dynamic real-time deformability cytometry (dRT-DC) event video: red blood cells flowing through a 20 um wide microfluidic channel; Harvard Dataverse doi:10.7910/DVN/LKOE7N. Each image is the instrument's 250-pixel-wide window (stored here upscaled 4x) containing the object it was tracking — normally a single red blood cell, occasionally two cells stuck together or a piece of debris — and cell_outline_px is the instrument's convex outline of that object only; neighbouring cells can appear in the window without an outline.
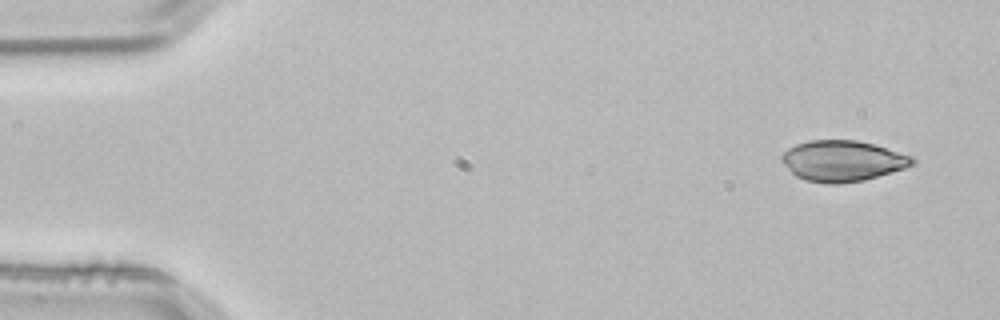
{"species": "common noctule bat (a hibernating species)", "species_latin": "Nyctalus noctula", "temperature_condition": "room temperature", "stored_images_in_passage": 4, "camera_frame_rate_fps": 3000, "um_per_image_px": 0.085, "animal": {"sex": "male", "body_mass_g": 21.5, "forearm_length_mm": 52.0}, "frame": {"image": 1, "passage_image": 1, "time_ms": 0.0, "image_size_px": [1000, 320], "cell_outline_px": [[916, 164], [904, 168], [864, 180], [840, 184], [828, 184], [804, 180], [796, 176], [780, 160], [780, 156], [788, 148], [796, 144], [808, 140], [856, 140], [876, 144], [912, 156], [916, 160]], "centroid_in_image_um": [71.62, 13.67], "position_along_channel_um": 13.4, "area_um2": 31.27}}